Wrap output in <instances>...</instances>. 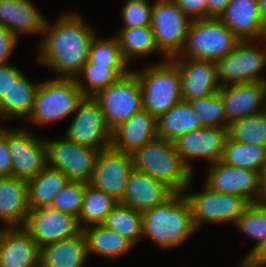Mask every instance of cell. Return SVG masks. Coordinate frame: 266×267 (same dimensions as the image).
I'll return each instance as SVG.
<instances>
[{
	"label": "cell",
	"instance_id": "cell-1",
	"mask_svg": "<svg viewBox=\"0 0 266 267\" xmlns=\"http://www.w3.org/2000/svg\"><path fill=\"white\" fill-rule=\"evenodd\" d=\"M87 22L75 12L62 13L52 26L45 19L38 61L47 65L57 78H75L88 61L89 49L96 35Z\"/></svg>",
	"mask_w": 266,
	"mask_h": 267
},
{
	"label": "cell",
	"instance_id": "cell-2",
	"mask_svg": "<svg viewBox=\"0 0 266 267\" xmlns=\"http://www.w3.org/2000/svg\"><path fill=\"white\" fill-rule=\"evenodd\" d=\"M195 231L191 207L183 193H174L142 213V238L147 236L161 248L179 246Z\"/></svg>",
	"mask_w": 266,
	"mask_h": 267
},
{
	"label": "cell",
	"instance_id": "cell-3",
	"mask_svg": "<svg viewBox=\"0 0 266 267\" xmlns=\"http://www.w3.org/2000/svg\"><path fill=\"white\" fill-rule=\"evenodd\" d=\"M133 168L162 182L174 193H184L193 179L173 141L156 138L132 155Z\"/></svg>",
	"mask_w": 266,
	"mask_h": 267
},
{
	"label": "cell",
	"instance_id": "cell-4",
	"mask_svg": "<svg viewBox=\"0 0 266 267\" xmlns=\"http://www.w3.org/2000/svg\"><path fill=\"white\" fill-rule=\"evenodd\" d=\"M134 72L139 80L143 110L156 119L182 100L180 71L172 59Z\"/></svg>",
	"mask_w": 266,
	"mask_h": 267
},
{
	"label": "cell",
	"instance_id": "cell-5",
	"mask_svg": "<svg viewBox=\"0 0 266 267\" xmlns=\"http://www.w3.org/2000/svg\"><path fill=\"white\" fill-rule=\"evenodd\" d=\"M84 98L74 78H52L41 81L35 93L28 122L50 124L72 115Z\"/></svg>",
	"mask_w": 266,
	"mask_h": 267
},
{
	"label": "cell",
	"instance_id": "cell-6",
	"mask_svg": "<svg viewBox=\"0 0 266 267\" xmlns=\"http://www.w3.org/2000/svg\"><path fill=\"white\" fill-rule=\"evenodd\" d=\"M240 39L218 18L192 20L184 48L174 58L216 62L230 53Z\"/></svg>",
	"mask_w": 266,
	"mask_h": 267
},
{
	"label": "cell",
	"instance_id": "cell-7",
	"mask_svg": "<svg viewBox=\"0 0 266 267\" xmlns=\"http://www.w3.org/2000/svg\"><path fill=\"white\" fill-rule=\"evenodd\" d=\"M93 98L99 103L112 131L143 109L139 80L134 70L99 90Z\"/></svg>",
	"mask_w": 266,
	"mask_h": 267
},
{
	"label": "cell",
	"instance_id": "cell-8",
	"mask_svg": "<svg viewBox=\"0 0 266 267\" xmlns=\"http://www.w3.org/2000/svg\"><path fill=\"white\" fill-rule=\"evenodd\" d=\"M191 21L174 0H156L153 3L151 29L165 60L180 55Z\"/></svg>",
	"mask_w": 266,
	"mask_h": 267
},
{
	"label": "cell",
	"instance_id": "cell-9",
	"mask_svg": "<svg viewBox=\"0 0 266 267\" xmlns=\"http://www.w3.org/2000/svg\"><path fill=\"white\" fill-rule=\"evenodd\" d=\"M184 197L191 207L192 221L196 230L202 223H233L240 217L249 203L240 196L218 193L207 186L201 192L186 193Z\"/></svg>",
	"mask_w": 266,
	"mask_h": 267
},
{
	"label": "cell",
	"instance_id": "cell-10",
	"mask_svg": "<svg viewBox=\"0 0 266 267\" xmlns=\"http://www.w3.org/2000/svg\"><path fill=\"white\" fill-rule=\"evenodd\" d=\"M259 47L253 44V40L240 41L230 53L217 60L220 86L262 81L264 77L260 71L266 65V48Z\"/></svg>",
	"mask_w": 266,
	"mask_h": 267
},
{
	"label": "cell",
	"instance_id": "cell-11",
	"mask_svg": "<svg viewBox=\"0 0 266 267\" xmlns=\"http://www.w3.org/2000/svg\"><path fill=\"white\" fill-rule=\"evenodd\" d=\"M47 165L60 170L70 181L89 183L99 155L98 149L76 144L68 138L46 141Z\"/></svg>",
	"mask_w": 266,
	"mask_h": 267
},
{
	"label": "cell",
	"instance_id": "cell-12",
	"mask_svg": "<svg viewBox=\"0 0 266 267\" xmlns=\"http://www.w3.org/2000/svg\"><path fill=\"white\" fill-rule=\"evenodd\" d=\"M74 114L66 131V138L99 151L111 146L112 130L99 103L92 96H84Z\"/></svg>",
	"mask_w": 266,
	"mask_h": 267
},
{
	"label": "cell",
	"instance_id": "cell-13",
	"mask_svg": "<svg viewBox=\"0 0 266 267\" xmlns=\"http://www.w3.org/2000/svg\"><path fill=\"white\" fill-rule=\"evenodd\" d=\"M7 146L12 161L11 177L28 181L47 166L45 140L27 129H7Z\"/></svg>",
	"mask_w": 266,
	"mask_h": 267
},
{
	"label": "cell",
	"instance_id": "cell-14",
	"mask_svg": "<svg viewBox=\"0 0 266 267\" xmlns=\"http://www.w3.org/2000/svg\"><path fill=\"white\" fill-rule=\"evenodd\" d=\"M22 228L39 248L70 238L80 231L75 217L51 206L29 210Z\"/></svg>",
	"mask_w": 266,
	"mask_h": 267
},
{
	"label": "cell",
	"instance_id": "cell-15",
	"mask_svg": "<svg viewBox=\"0 0 266 267\" xmlns=\"http://www.w3.org/2000/svg\"><path fill=\"white\" fill-rule=\"evenodd\" d=\"M132 169L131 154L114 150L110 146L100 150L89 184L120 202Z\"/></svg>",
	"mask_w": 266,
	"mask_h": 267
},
{
	"label": "cell",
	"instance_id": "cell-16",
	"mask_svg": "<svg viewBox=\"0 0 266 267\" xmlns=\"http://www.w3.org/2000/svg\"><path fill=\"white\" fill-rule=\"evenodd\" d=\"M205 186L212 191L243 197L255 203L259 194L260 175L257 171L235 168L221 163L211 164Z\"/></svg>",
	"mask_w": 266,
	"mask_h": 267
},
{
	"label": "cell",
	"instance_id": "cell-17",
	"mask_svg": "<svg viewBox=\"0 0 266 267\" xmlns=\"http://www.w3.org/2000/svg\"><path fill=\"white\" fill-rule=\"evenodd\" d=\"M227 137L228 128L201 127L179 136L173 142L176 151L192 170L191 158H202L210 164L220 161Z\"/></svg>",
	"mask_w": 266,
	"mask_h": 267
},
{
	"label": "cell",
	"instance_id": "cell-18",
	"mask_svg": "<svg viewBox=\"0 0 266 267\" xmlns=\"http://www.w3.org/2000/svg\"><path fill=\"white\" fill-rule=\"evenodd\" d=\"M181 76V96L188 101L219 91L216 63L210 60L172 58Z\"/></svg>",
	"mask_w": 266,
	"mask_h": 267
},
{
	"label": "cell",
	"instance_id": "cell-19",
	"mask_svg": "<svg viewBox=\"0 0 266 267\" xmlns=\"http://www.w3.org/2000/svg\"><path fill=\"white\" fill-rule=\"evenodd\" d=\"M218 93L229 123L263 112L261 106L266 100L262 81L220 86Z\"/></svg>",
	"mask_w": 266,
	"mask_h": 267
},
{
	"label": "cell",
	"instance_id": "cell-20",
	"mask_svg": "<svg viewBox=\"0 0 266 267\" xmlns=\"http://www.w3.org/2000/svg\"><path fill=\"white\" fill-rule=\"evenodd\" d=\"M173 194L174 192L162 182L133 168L123 199L119 203L143 213L164 203Z\"/></svg>",
	"mask_w": 266,
	"mask_h": 267
},
{
	"label": "cell",
	"instance_id": "cell-21",
	"mask_svg": "<svg viewBox=\"0 0 266 267\" xmlns=\"http://www.w3.org/2000/svg\"><path fill=\"white\" fill-rule=\"evenodd\" d=\"M156 138V118L142 109L112 131L111 147L132 155Z\"/></svg>",
	"mask_w": 266,
	"mask_h": 267
},
{
	"label": "cell",
	"instance_id": "cell-22",
	"mask_svg": "<svg viewBox=\"0 0 266 267\" xmlns=\"http://www.w3.org/2000/svg\"><path fill=\"white\" fill-rule=\"evenodd\" d=\"M39 247L22 227L0 229V267H38Z\"/></svg>",
	"mask_w": 266,
	"mask_h": 267
},
{
	"label": "cell",
	"instance_id": "cell-23",
	"mask_svg": "<svg viewBox=\"0 0 266 267\" xmlns=\"http://www.w3.org/2000/svg\"><path fill=\"white\" fill-rule=\"evenodd\" d=\"M240 41L264 40V28L259 16L258 0H230L218 18ZM256 39V40H255Z\"/></svg>",
	"mask_w": 266,
	"mask_h": 267
},
{
	"label": "cell",
	"instance_id": "cell-24",
	"mask_svg": "<svg viewBox=\"0 0 266 267\" xmlns=\"http://www.w3.org/2000/svg\"><path fill=\"white\" fill-rule=\"evenodd\" d=\"M45 19L31 0H0V26L18 38L23 33H41Z\"/></svg>",
	"mask_w": 266,
	"mask_h": 267
},
{
	"label": "cell",
	"instance_id": "cell-25",
	"mask_svg": "<svg viewBox=\"0 0 266 267\" xmlns=\"http://www.w3.org/2000/svg\"><path fill=\"white\" fill-rule=\"evenodd\" d=\"M88 260L85 236L76 235L39 248L38 267H83Z\"/></svg>",
	"mask_w": 266,
	"mask_h": 267
},
{
	"label": "cell",
	"instance_id": "cell-26",
	"mask_svg": "<svg viewBox=\"0 0 266 267\" xmlns=\"http://www.w3.org/2000/svg\"><path fill=\"white\" fill-rule=\"evenodd\" d=\"M29 212L26 181L0 177V220L7 228L23 227Z\"/></svg>",
	"mask_w": 266,
	"mask_h": 267
},
{
	"label": "cell",
	"instance_id": "cell-27",
	"mask_svg": "<svg viewBox=\"0 0 266 267\" xmlns=\"http://www.w3.org/2000/svg\"><path fill=\"white\" fill-rule=\"evenodd\" d=\"M39 82H32L24 73L13 82L0 99V122L13 118L27 119L32 111Z\"/></svg>",
	"mask_w": 266,
	"mask_h": 267
},
{
	"label": "cell",
	"instance_id": "cell-28",
	"mask_svg": "<svg viewBox=\"0 0 266 267\" xmlns=\"http://www.w3.org/2000/svg\"><path fill=\"white\" fill-rule=\"evenodd\" d=\"M69 181L60 170L47 165L34 178L26 181L29 210L51 206L54 198Z\"/></svg>",
	"mask_w": 266,
	"mask_h": 267
},
{
	"label": "cell",
	"instance_id": "cell-29",
	"mask_svg": "<svg viewBox=\"0 0 266 267\" xmlns=\"http://www.w3.org/2000/svg\"><path fill=\"white\" fill-rule=\"evenodd\" d=\"M157 137L175 141L179 136L201 128L202 123L187 101H179L156 119Z\"/></svg>",
	"mask_w": 266,
	"mask_h": 267
},
{
	"label": "cell",
	"instance_id": "cell-30",
	"mask_svg": "<svg viewBox=\"0 0 266 267\" xmlns=\"http://www.w3.org/2000/svg\"><path fill=\"white\" fill-rule=\"evenodd\" d=\"M86 240L87 254H98L109 259H116L126 254L134 246L130 241L120 236L104 225H92L82 229Z\"/></svg>",
	"mask_w": 266,
	"mask_h": 267
},
{
	"label": "cell",
	"instance_id": "cell-31",
	"mask_svg": "<svg viewBox=\"0 0 266 267\" xmlns=\"http://www.w3.org/2000/svg\"><path fill=\"white\" fill-rule=\"evenodd\" d=\"M118 203L112 196L86 183L80 215L77 218L80 230L103 224Z\"/></svg>",
	"mask_w": 266,
	"mask_h": 267
},
{
	"label": "cell",
	"instance_id": "cell-32",
	"mask_svg": "<svg viewBox=\"0 0 266 267\" xmlns=\"http://www.w3.org/2000/svg\"><path fill=\"white\" fill-rule=\"evenodd\" d=\"M266 160V146L244 144L229 137L225 141L220 162L235 168L261 172Z\"/></svg>",
	"mask_w": 266,
	"mask_h": 267
},
{
	"label": "cell",
	"instance_id": "cell-33",
	"mask_svg": "<svg viewBox=\"0 0 266 267\" xmlns=\"http://www.w3.org/2000/svg\"><path fill=\"white\" fill-rule=\"evenodd\" d=\"M115 37L121 54L128 64L130 60L160 52L151 26L122 28Z\"/></svg>",
	"mask_w": 266,
	"mask_h": 267
},
{
	"label": "cell",
	"instance_id": "cell-34",
	"mask_svg": "<svg viewBox=\"0 0 266 267\" xmlns=\"http://www.w3.org/2000/svg\"><path fill=\"white\" fill-rule=\"evenodd\" d=\"M129 71L130 70L127 69V67L101 66L91 63L88 60L74 80L84 96L93 97L99 90L108 87L119 77L126 75ZM81 77L85 78V81L87 82H83Z\"/></svg>",
	"mask_w": 266,
	"mask_h": 267
},
{
	"label": "cell",
	"instance_id": "cell-35",
	"mask_svg": "<svg viewBox=\"0 0 266 267\" xmlns=\"http://www.w3.org/2000/svg\"><path fill=\"white\" fill-rule=\"evenodd\" d=\"M130 241L134 246L142 240V213L118 203L102 224Z\"/></svg>",
	"mask_w": 266,
	"mask_h": 267
},
{
	"label": "cell",
	"instance_id": "cell-36",
	"mask_svg": "<svg viewBox=\"0 0 266 267\" xmlns=\"http://www.w3.org/2000/svg\"><path fill=\"white\" fill-rule=\"evenodd\" d=\"M228 137L244 144L266 146V115L260 112L230 122Z\"/></svg>",
	"mask_w": 266,
	"mask_h": 267
},
{
	"label": "cell",
	"instance_id": "cell-37",
	"mask_svg": "<svg viewBox=\"0 0 266 267\" xmlns=\"http://www.w3.org/2000/svg\"><path fill=\"white\" fill-rule=\"evenodd\" d=\"M235 225L256 241L253 248L247 253L245 257L247 258L266 240V206L250 203L236 220Z\"/></svg>",
	"mask_w": 266,
	"mask_h": 267
},
{
	"label": "cell",
	"instance_id": "cell-38",
	"mask_svg": "<svg viewBox=\"0 0 266 267\" xmlns=\"http://www.w3.org/2000/svg\"><path fill=\"white\" fill-rule=\"evenodd\" d=\"M187 102L199 117L203 127L228 128L229 122L225 114L223 99L218 92Z\"/></svg>",
	"mask_w": 266,
	"mask_h": 267
},
{
	"label": "cell",
	"instance_id": "cell-39",
	"mask_svg": "<svg viewBox=\"0 0 266 267\" xmlns=\"http://www.w3.org/2000/svg\"><path fill=\"white\" fill-rule=\"evenodd\" d=\"M88 60L91 63L107 67H127L116 37L99 38L94 37L90 49Z\"/></svg>",
	"mask_w": 266,
	"mask_h": 267
},
{
	"label": "cell",
	"instance_id": "cell-40",
	"mask_svg": "<svg viewBox=\"0 0 266 267\" xmlns=\"http://www.w3.org/2000/svg\"><path fill=\"white\" fill-rule=\"evenodd\" d=\"M85 186V182L69 181L54 198L51 207L77 219L83 203Z\"/></svg>",
	"mask_w": 266,
	"mask_h": 267
},
{
	"label": "cell",
	"instance_id": "cell-41",
	"mask_svg": "<svg viewBox=\"0 0 266 267\" xmlns=\"http://www.w3.org/2000/svg\"><path fill=\"white\" fill-rule=\"evenodd\" d=\"M153 4L148 0H127L120 10L123 19L122 28L151 26Z\"/></svg>",
	"mask_w": 266,
	"mask_h": 267
},
{
	"label": "cell",
	"instance_id": "cell-42",
	"mask_svg": "<svg viewBox=\"0 0 266 267\" xmlns=\"http://www.w3.org/2000/svg\"><path fill=\"white\" fill-rule=\"evenodd\" d=\"M177 6L191 19H207L206 0H174Z\"/></svg>",
	"mask_w": 266,
	"mask_h": 267
},
{
	"label": "cell",
	"instance_id": "cell-43",
	"mask_svg": "<svg viewBox=\"0 0 266 267\" xmlns=\"http://www.w3.org/2000/svg\"><path fill=\"white\" fill-rule=\"evenodd\" d=\"M18 37L7 28L0 26V64H7L18 42Z\"/></svg>",
	"mask_w": 266,
	"mask_h": 267
},
{
	"label": "cell",
	"instance_id": "cell-44",
	"mask_svg": "<svg viewBox=\"0 0 266 267\" xmlns=\"http://www.w3.org/2000/svg\"><path fill=\"white\" fill-rule=\"evenodd\" d=\"M24 72L9 63L0 64V99Z\"/></svg>",
	"mask_w": 266,
	"mask_h": 267
},
{
	"label": "cell",
	"instance_id": "cell-45",
	"mask_svg": "<svg viewBox=\"0 0 266 267\" xmlns=\"http://www.w3.org/2000/svg\"><path fill=\"white\" fill-rule=\"evenodd\" d=\"M12 161L7 146V128L0 126V177L11 176Z\"/></svg>",
	"mask_w": 266,
	"mask_h": 267
},
{
	"label": "cell",
	"instance_id": "cell-46",
	"mask_svg": "<svg viewBox=\"0 0 266 267\" xmlns=\"http://www.w3.org/2000/svg\"><path fill=\"white\" fill-rule=\"evenodd\" d=\"M207 1V19L219 18L225 11L230 0H206Z\"/></svg>",
	"mask_w": 266,
	"mask_h": 267
},
{
	"label": "cell",
	"instance_id": "cell-47",
	"mask_svg": "<svg viewBox=\"0 0 266 267\" xmlns=\"http://www.w3.org/2000/svg\"><path fill=\"white\" fill-rule=\"evenodd\" d=\"M243 261H260V262H266V240L249 257L243 259Z\"/></svg>",
	"mask_w": 266,
	"mask_h": 267
},
{
	"label": "cell",
	"instance_id": "cell-48",
	"mask_svg": "<svg viewBox=\"0 0 266 267\" xmlns=\"http://www.w3.org/2000/svg\"><path fill=\"white\" fill-rule=\"evenodd\" d=\"M255 203L261 206H266V177H260L259 194Z\"/></svg>",
	"mask_w": 266,
	"mask_h": 267
},
{
	"label": "cell",
	"instance_id": "cell-49",
	"mask_svg": "<svg viewBox=\"0 0 266 267\" xmlns=\"http://www.w3.org/2000/svg\"><path fill=\"white\" fill-rule=\"evenodd\" d=\"M259 16L264 28V40H266V0H258Z\"/></svg>",
	"mask_w": 266,
	"mask_h": 267
},
{
	"label": "cell",
	"instance_id": "cell-50",
	"mask_svg": "<svg viewBox=\"0 0 266 267\" xmlns=\"http://www.w3.org/2000/svg\"><path fill=\"white\" fill-rule=\"evenodd\" d=\"M239 267H266V262L260 261H243Z\"/></svg>",
	"mask_w": 266,
	"mask_h": 267
},
{
	"label": "cell",
	"instance_id": "cell-51",
	"mask_svg": "<svg viewBox=\"0 0 266 267\" xmlns=\"http://www.w3.org/2000/svg\"><path fill=\"white\" fill-rule=\"evenodd\" d=\"M260 177H266V160L262 166L261 172H260Z\"/></svg>",
	"mask_w": 266,
	"mask_h": 267
},
{
	"label": "cell",
	"instance_id": "cell-52",
	"mask_svg": "<svg viewBox=\"0 0 266 267\" xmlns=\"http://www.w3.org/2000/svg\"><path fill=\"white\" fill-rule=\"evenodd\" d=\"M263 86H264V93H265V100H266V78L264 77L262 80Z\"/></svg>",
	"mask_w": 266,
	"mask_h": 267
},
{
	"label": "cell",
	"instance_id": "cell-53",
	"mask_svg": "<svg viewBox=\"0 0 266 267\" xmlns=\"http://www.w3.org/2000/svg\"><path fill=\"white\" fill-rule=\"evenodd\" d=\"M263 112H264V114L266 115V106H264V108H263Z\"/></svg>",
	"mask_w": 266,
	"mask_h": 267
}]
</instances>
